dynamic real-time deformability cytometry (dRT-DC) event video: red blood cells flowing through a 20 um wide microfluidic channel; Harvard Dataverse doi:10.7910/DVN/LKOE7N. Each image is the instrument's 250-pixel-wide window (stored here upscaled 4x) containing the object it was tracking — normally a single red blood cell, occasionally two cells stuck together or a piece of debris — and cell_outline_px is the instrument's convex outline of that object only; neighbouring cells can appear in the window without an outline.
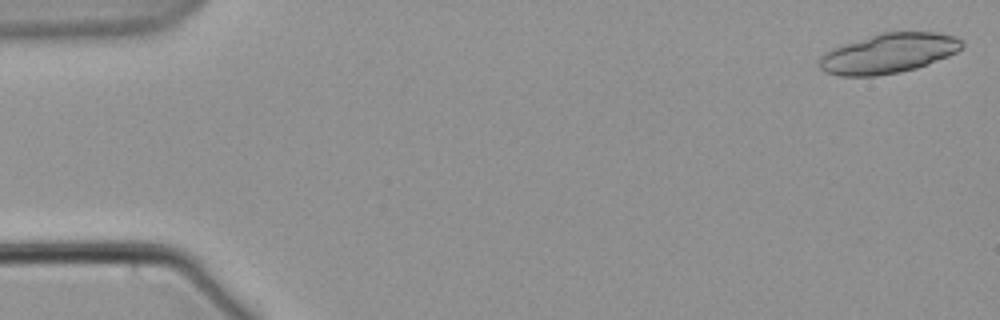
{"species": "common noctule bat (a hibernating species)", "species_latin": "Nyctalus noctula", "temperature_condition": "warm", "stored_images_in_passage": 5, "camera_frame_rate_fps": 3000, "um_per_image_px": 0.085, "animal": {"sex": "male", "body_mass_g": 21.5, "forearm_length_mm": 52.0}, "frame": {"image": 1, "passage_image": 1, "time_ms": 0.0, "image_size_px": [1000, 320], "cell_outline_px": [[964, 48], [948, 56], [916, 68], [900, 72], [876, 76], [840, 76], [824, 72], [820, 68], [820, 56], [824, 52], [832, 48], [880, 32], [936, 32], [956, 36], [964, 40]], "centroid_in_image_um": [75.54, 4.53], "position_along_channel_um": 9.5, "area_um2": 33.23}}